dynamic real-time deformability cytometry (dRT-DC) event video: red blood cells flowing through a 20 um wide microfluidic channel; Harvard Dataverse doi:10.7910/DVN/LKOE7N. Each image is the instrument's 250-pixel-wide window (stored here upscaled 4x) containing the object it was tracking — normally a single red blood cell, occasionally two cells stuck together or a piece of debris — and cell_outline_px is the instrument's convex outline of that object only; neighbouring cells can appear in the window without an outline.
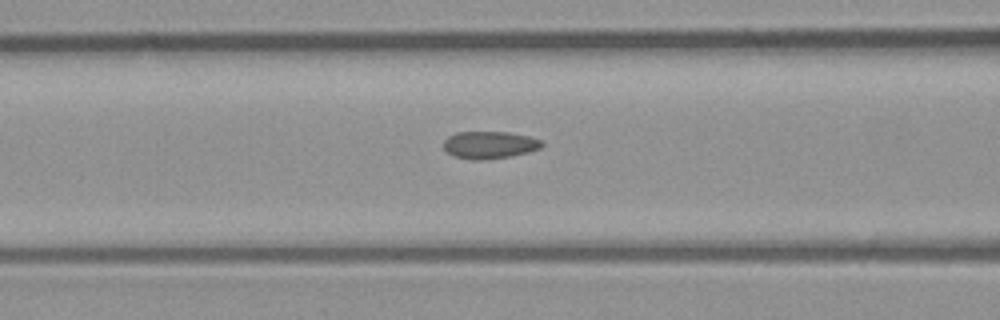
{"species": "common noctule bat (a hibernating species)", "species_latin": "Nyctalus noctula", "temperature_condition": "room temperature", "stored_images_in_passage": 6, "camera_frame_rate_fps": 3000, "um_per_image_px": 0.085, "animal": {"sex": "male", "body_mass_g": 23.1, "forearm_length_mm": 52.7}, "frame": {"image": 1, "passage_image": 6, "time_ms": 1.667, "image_size_px": [1000, 320], "cell_outline_px": [[544, 144], [540, 148], [528, 152], [512, 156], [484, 160], [472, 160], [456, 156], [448, 152], [444, 148], [444, 140], [448, 136], [456, 132], [508, 132], [528, 136], [540, 140]], "centroid_in_image_um": [41.61, 12.32], "position_along_channel_um": 125.0, "area_um2": 15.61}}